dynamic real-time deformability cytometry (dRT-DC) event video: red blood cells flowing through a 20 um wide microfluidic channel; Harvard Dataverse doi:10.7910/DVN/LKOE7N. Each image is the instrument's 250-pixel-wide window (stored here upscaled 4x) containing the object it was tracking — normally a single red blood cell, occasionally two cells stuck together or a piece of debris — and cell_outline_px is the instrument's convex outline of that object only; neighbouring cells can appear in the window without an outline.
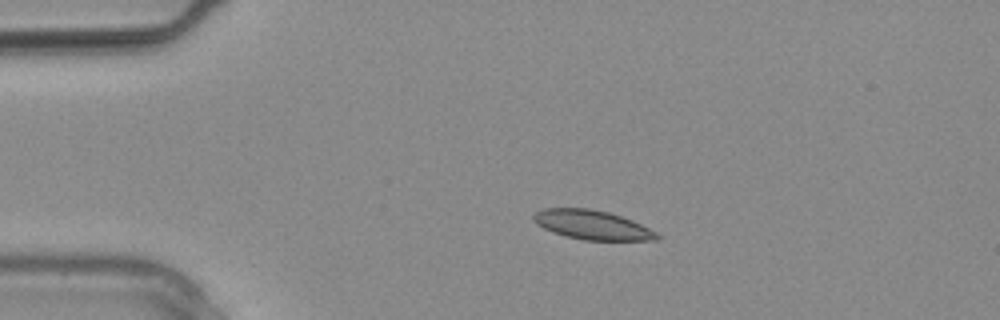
{"species": "common noctule bat (a hibernating species)", "species_latin": "Nyctalus noctula", "temperature_condition": "warm", "stored_images_in_passage": 2, "camera_frame_rate_fps": 3000, "um_per_image_px": 0.085, "animal": {"sex": "male", "body_mass_g": 20.4}, "frame": {"image": 1, "passage_image": 2, "time_ms": 0.333, "image_size_px": [1000, 320], "cell_outline_px": [[660, 236], [656, 240], [584, 240], [552, 232], [536, 224], [532, 220], [532, 216], [536, 212], [544, 208], [588, 208], [608, 212], [632, 220], [656, 232]], "centroid_in_image_um": [50.3, 19.11], "position_along_channel_um": 34.7, "area_um2": 20.87}}